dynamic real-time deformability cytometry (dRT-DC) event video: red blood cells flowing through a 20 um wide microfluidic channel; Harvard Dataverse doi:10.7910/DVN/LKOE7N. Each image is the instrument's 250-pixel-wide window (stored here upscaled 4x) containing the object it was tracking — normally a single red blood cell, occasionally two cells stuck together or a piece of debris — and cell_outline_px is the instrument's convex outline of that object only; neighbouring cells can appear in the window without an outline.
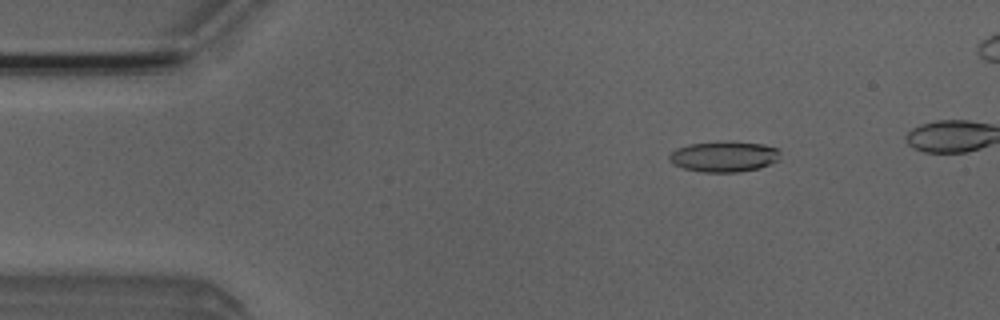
{"species": "Egyptian fruit bat (a non-hibernating species)", "species_latin": "Rousettus aegyptiacus", "temperature_condition": "room temperature", "stored_images_in_passage": 46, "camera_frame_rate_fps": 3000, "um_per_image_px": 0.085, "animal": {"sex": "male"}, "frame": {"image": 1, "passage_image": 7, "time_ms": 2.0, "image_size_px": [1000, 320], "cell_outline_px": [[780, 160], [760, 168], [740, 172], [700, 172], [684, 168], [672, 164], [668, 160], [668, 156], [676, 148], [688, 144], [716, 140], [732, 140], [764, 144], [776, 148], [780, 152]], "centroid_in_image_um": [61.54, 13.28], "position_along_channel_um": 23.5, "area_um2": 20.52}}
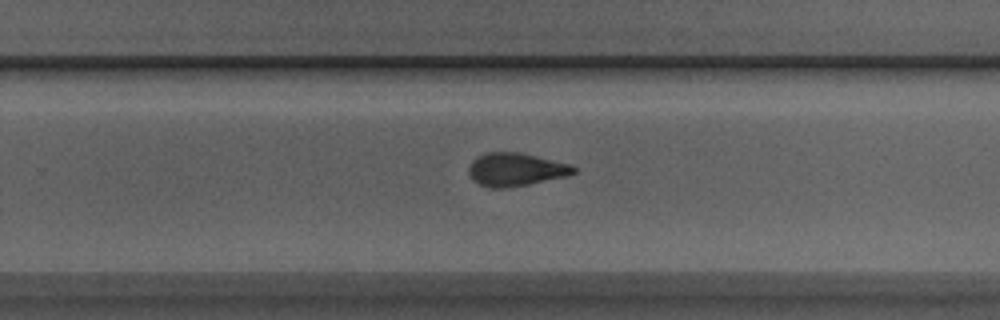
{"frame": {"image": 2, "passage_image": 32, "time_ms": 10.333, "image_size_px": [1000, 320], "cell_outline_px": [[576, 172], [568, 176], [528, 184], [504, 188], [492, 188], [480, 184], [472, 180], [468, 172], [468, 168], [472, 160], [476, 156], [488, 152], [520, 152], [572, 164], [576, 168]], "centroid_in_image_um": [43.84, 14.4], "position_along_channel_um": 286.0, "area_um2": 20.4}}
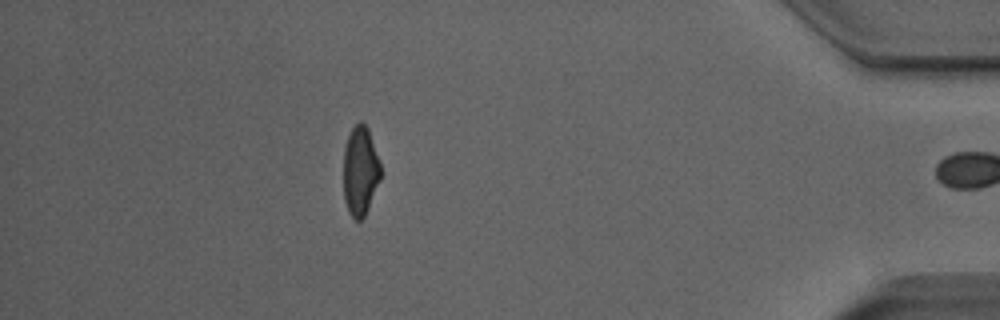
{"frame": {"image": 3, "passage_image": 45, "time_ms": 14.667, "image_size_px": [1000, 320], "cell_outline_px": [[380, 180], [368, 208], [364, 216], [360, 220], [356, 220], [348, 212], [344, 200], [344, 148], [348, 136], [352, 128], [360, 120], [368, 128], [380, 164]], "centroid_in_image_um": [30.61, 14.53], "position_along_channel_um": 404.6, "area_um2": 19.13}, "authors_computed_cell_mechanics": {"area_um2": 20.3745, "velocity_mm_per_s": 3.9655, "shape_relaxation_time_tau1_ms": 9.3052, "shape_relaxation_time_tau2_ms": 1.9381, "deformation_change_tau1": 0.2375, "deformation_change_tau2": 0.1016}}